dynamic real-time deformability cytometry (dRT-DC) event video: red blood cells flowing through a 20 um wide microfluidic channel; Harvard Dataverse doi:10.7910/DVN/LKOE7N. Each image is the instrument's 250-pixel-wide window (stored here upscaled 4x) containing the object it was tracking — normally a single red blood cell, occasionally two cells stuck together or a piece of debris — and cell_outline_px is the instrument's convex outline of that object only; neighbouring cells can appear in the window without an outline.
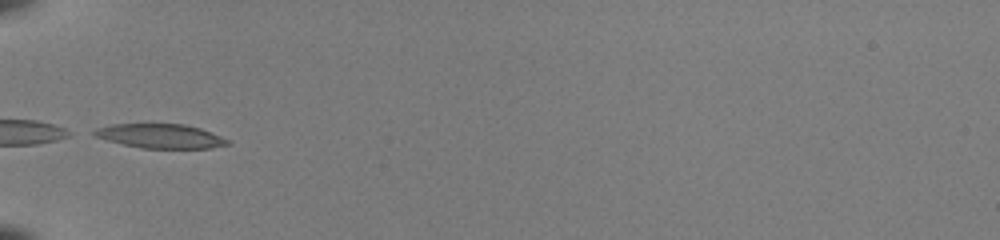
{"species": "common noctule bat (a hibernating species)", "species_latin": "Nyctalus noctula", "temperature_condition": "room temperature", "stored_images_in_passage": 10, "camera_frame_rate_fps": 3000, "um_per_image_px": 0.085, "animal": {"sex": "female", "body_mass_g": 22.0, "forearm_length_mm": 56.7}, "frame": {"image": 1, "passage_image": 1, "time_ms": 0.0, "image_size_px": [1000, 240], "cell_outline_px": [[232, 144], [212, 148], [140, 148], [92, 136], [88, 132], [96, 128], [112, 124], [184, 124], [200, 128], [220, 136], [228, 140]], "centroid_in_image_um": [13.59, 11.56], "position_along_channel_um": 71.4, "area_um2": 18.9}}
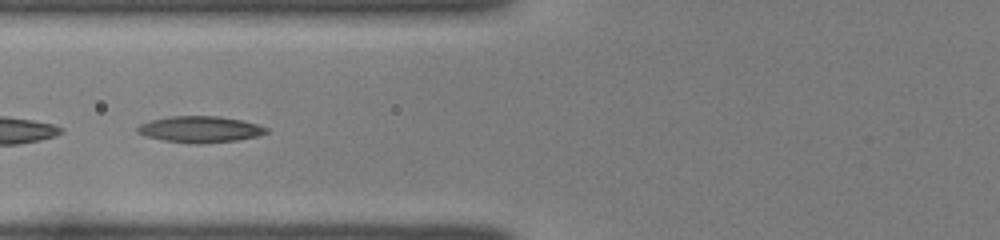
{"frame": {"image": 2, "passage_image": 4, "time_ms": 1.0, "image_size_px": [1000, 240], "cell_outline_px": [[268, 132], [256, 136], [236, 140], [200, 144], [196, 144], [164, 140], [144, 136], [136, 132], [136, 128], [140, 124], [152, 120], [168, 116], [220, 116], [244, 120], [268, 128]], "centroid_in_image_um": [16.99, 10.98], "position_along_channel_um": 108.8, "area_um2": 19.77}}
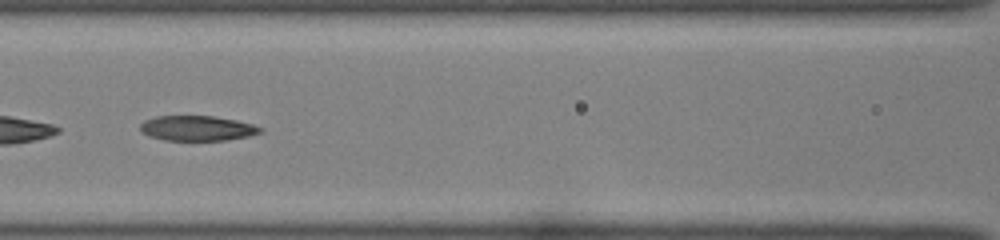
{"frame": {"image": 3, "passage_image": 7, "time_ms": 2.0, "image_size_px": [1000, 240], "cell_outline_px": [[264, 128], [260, 132], [248, 136], [224, 140], [164, 140], [148, 136], [140, 132], [140, 124], [144, 120], [156, 116], [212, 116], [236, 120], [252, 124]], "centroid_in_image_um": [16.71, 10.9], "position_along_channel_um": 149.9, "area_um2": 17.51}}